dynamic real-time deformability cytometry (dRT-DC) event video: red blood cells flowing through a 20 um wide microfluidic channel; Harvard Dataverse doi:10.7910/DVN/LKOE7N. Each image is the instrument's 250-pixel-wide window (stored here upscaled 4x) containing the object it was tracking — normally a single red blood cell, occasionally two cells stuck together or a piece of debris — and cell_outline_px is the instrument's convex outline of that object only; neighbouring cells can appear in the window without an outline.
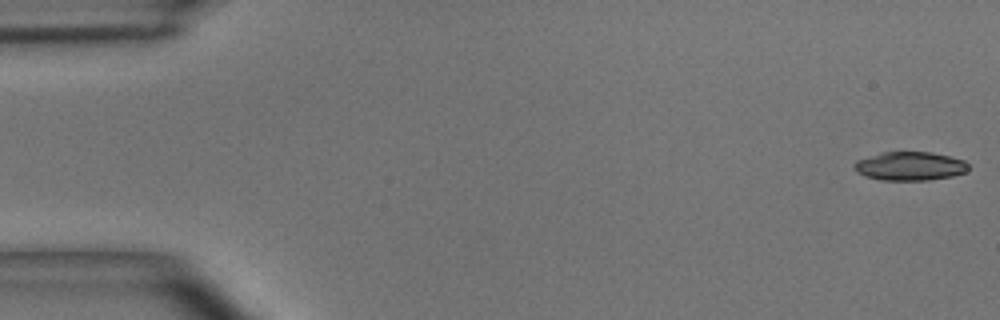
{"species": "common noctule bat (a hibernating species)", "species_latin": "Nyctalus noctula", "temperature_condition": "room temperature", "stored_images_in_passage": 5, "segment_of_instrument_passage": [2, 2], "camera_frame_rate_fps": 3000, "um_per_image_px": 0.085, "animal": {"sex": "male", "body_mass_g": 15.6}, "frame": {"image": 1, "passage_image": 5, "time_ms": 1.333, "image_size_px": [1000, 320], "cell_outline_px": [[968, 172], [952, 176], [928, 180], [880, 180], [856, 172], [852, 164], [856, 160], [880, 152], [932, 152], [964, 160], [968, 164]], "centroid_in_image_um": [77.33, 14.11], "position_along_channel_um": 7.7, "area_um2": 19.19}}